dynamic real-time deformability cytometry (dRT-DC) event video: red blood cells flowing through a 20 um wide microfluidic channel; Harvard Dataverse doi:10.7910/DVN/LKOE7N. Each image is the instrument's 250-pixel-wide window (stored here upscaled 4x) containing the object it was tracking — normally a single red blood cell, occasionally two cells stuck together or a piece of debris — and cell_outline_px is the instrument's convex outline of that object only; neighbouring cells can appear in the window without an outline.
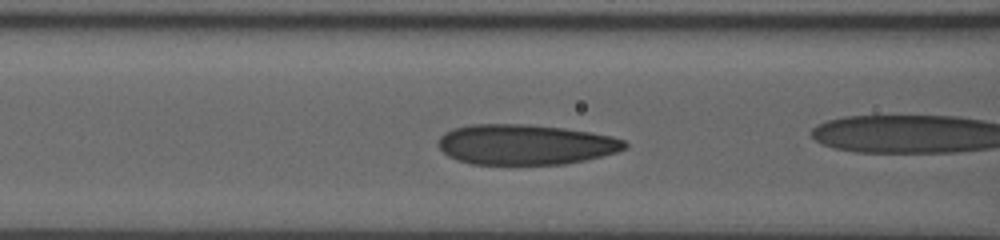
{"species": "human", "species_latin": "Homo sapiens", "temperature_condition": "room temperature", "stored_images_in_passage": 28, "camera_frame_rate_fps": 3000, "um_per_image_px": 0.085, "donor": {"sex": "male"}, "frame": {"image": 1, "passage_image": 19, "time_ms": 4.667, "image_size_px": [1000, 240], "cell_outline_px": [[628, 148], [616, 152], [584, 160], [564, 164], [472, 164], [456, 160], [448, 156], [436, 144], [436, 140], [444, 132], [452, 128], [472, 124], [528, 124], [564, 128], [592, 132], [612, 136], [624, 140], [628, 144]], "centroid_in_image_um": [44.63, 12.28], "position_along_channel_um": 122.0, "area_um2": 44.1}}
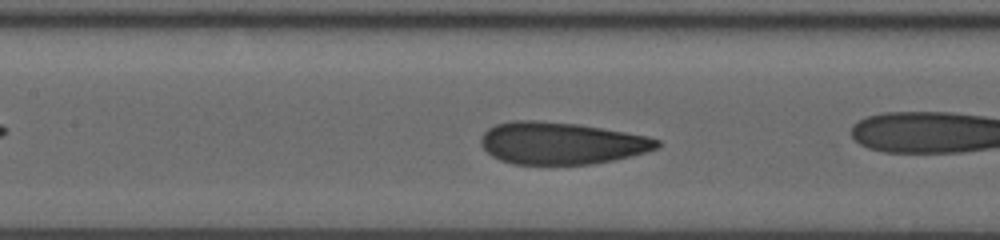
{"frame": {"image": 2, "passage_image": 24, "time_ms": 5.667, "image_size_px": [1000, 240], "cell_outline_px": [[660, 144], [656, 148], [632, 156], [592, 164], [512, 164], [500, 160], [492, 156], [480, 144], [480, 136], [488, 128], [496, 124], [512, 120], [536, 120], [576, 124], [648, 136], [660, 140]], "centroid_in_image_um": [47.66, 12.17], "position_along_channel_um": 159.7, "area_um2": 43.12}}